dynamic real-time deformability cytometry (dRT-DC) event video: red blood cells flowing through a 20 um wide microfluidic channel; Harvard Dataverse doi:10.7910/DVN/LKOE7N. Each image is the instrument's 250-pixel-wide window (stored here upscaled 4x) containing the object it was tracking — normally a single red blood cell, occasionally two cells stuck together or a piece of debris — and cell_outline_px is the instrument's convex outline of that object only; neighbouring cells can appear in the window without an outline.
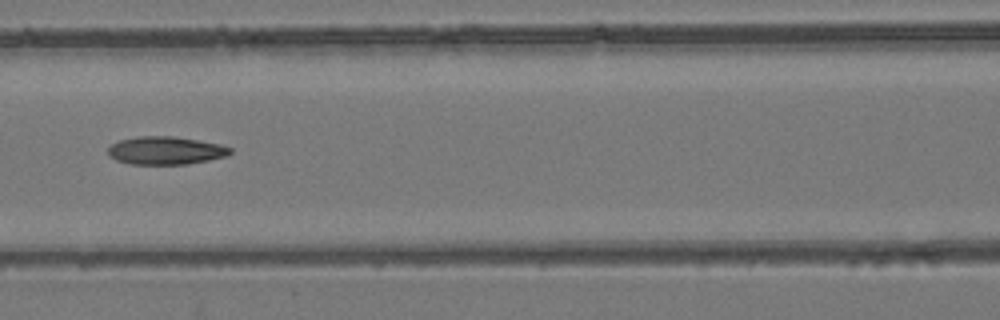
{"species": "common noctule bat (a hibernating species)", "species_latin": "Nyctalus noctula", "temperature_condition": "room temperature", "stored_images_in_passage": 7, "camera_frame_rate_fps": 3000, "um_per_image_px": 0.085, "animal": {"sex": "female", "body_mass_g": 24.6, "forearm_length_mm": 56.2}, "frame": {"image": 1, "passage_image": 7, "time_ms": 8.0, "image_size_px": [1000, 320], "cell_outline_px": [[232, 152], [228, 156], [188, 164], [128, 164], [116, 160], [108, 156], [108, 148], [112, 144], [120, 140], [140, 136], [172, 136], [220, 144], [232, 148]], "centroid_in_image_um": [14.08, 12.8], "position_along_channel_um": 152.5, "area_um2": 19.94}}